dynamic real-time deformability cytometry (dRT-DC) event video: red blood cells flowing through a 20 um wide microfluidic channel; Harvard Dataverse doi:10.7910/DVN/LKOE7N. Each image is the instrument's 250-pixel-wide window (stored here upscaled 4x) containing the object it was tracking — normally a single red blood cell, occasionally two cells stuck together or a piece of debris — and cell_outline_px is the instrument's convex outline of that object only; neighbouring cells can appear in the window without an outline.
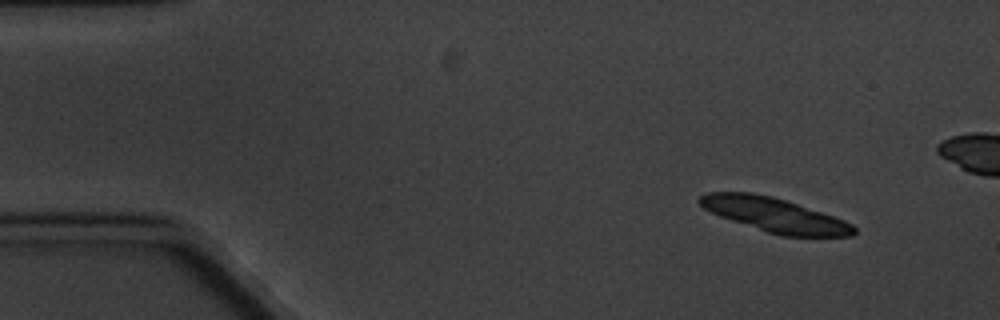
{"species": "common noctule bat (a hibernating species)", "species_latin": "Nyctalus noctula", "temperature_condition": "cold", "stored_images_in_passage": 6, "camera_frame_rate_fps": 3000, "um_per_image_px": 0.085, "animal": {"sex": "male", "body_mass_g": 20.1, "forearm_length_mm": 53.5}, "frame": {"image": 1, "passage_image": 1, "time_ms": 0.0, "image_size_px": [1000, 320], "cell_outline_px": [[856, 232], [852, 236], [780, 236], [720, 216], [704, 208], [696, 200], [700, 196], [708, 192], [752, 192], [772, 196], [844, 220], [852, 224], [856, 228]], "centroid_in_image_um": [65.83, 18.26], "position_along_channel_um": 19.2, "area_um2": 30.23}}